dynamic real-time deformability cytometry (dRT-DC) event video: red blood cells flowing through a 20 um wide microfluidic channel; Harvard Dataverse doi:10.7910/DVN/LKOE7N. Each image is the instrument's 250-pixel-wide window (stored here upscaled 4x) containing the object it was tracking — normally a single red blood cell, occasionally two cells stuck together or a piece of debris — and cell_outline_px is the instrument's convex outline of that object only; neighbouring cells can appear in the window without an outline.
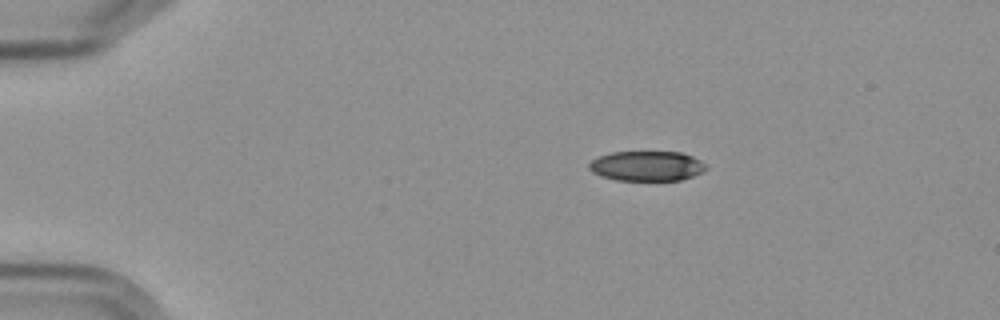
{"species": "Egyptian fruit bat (a non-hibernating species)", "species_latin": "Rousettus aegyptiacus", "temperature_condition": "cold", "stored_images_in_passage": 3, "camera_frame_rate_fps": 3000, "um_per_image_px": 0.085, "frame": {"image": 1, "passage_image": 1, "time_ms": 0.0, "image_size_px": [1000, 320], "cell_outline_px": [[708, 168], [704, 172], [680, 180], [616, 180], [600, 176], [592, 172], [588, 168], [588, 164], [592, 160], [600, 156], [612, 152], [680, 152], [692, 156], [700, 160]], "centroid_in_image_um": [54.97, 14.11], "position_along_channel_um": 30.0, "area_um2": 20.4}}